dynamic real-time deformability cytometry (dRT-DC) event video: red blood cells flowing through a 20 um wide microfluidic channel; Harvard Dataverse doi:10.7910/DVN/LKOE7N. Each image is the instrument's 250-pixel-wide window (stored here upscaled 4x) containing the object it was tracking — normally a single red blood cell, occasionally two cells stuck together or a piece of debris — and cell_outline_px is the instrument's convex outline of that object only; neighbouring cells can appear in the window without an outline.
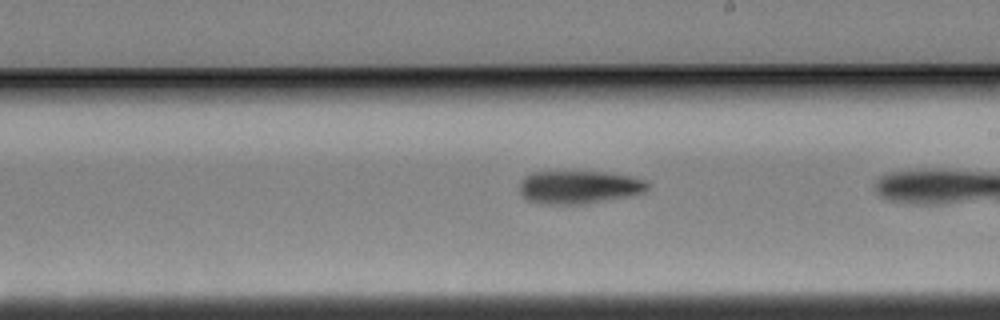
{"species": "Egyptian fruit bat (a non-hibernating species)", "species_latin": "Rousettus aegyptiacus", "temperature_condition": "cold", "stored_images_in_passage": 15, "camera_frame_rate_fps": 3000, "um_per_image_px": 0.085, "animal": {"sex": "female"}, "frame": {"image": 1, "passage_image": 13, "time_ms": 4.0, "image_size_px": [1000, 320], "cell_outline_px": [[648, 188], [644, 192], [588, 204], [544, 204], [528, 200], [520, 192], [520, 180], [524, 176], [532, 172], [604, 172], [628, 176], [644, 180], [648, 184]], "centroid_in_image_um": [49.17, 15.91], "position_along_channel_um": 239.8, "area_um2": 24.45}}